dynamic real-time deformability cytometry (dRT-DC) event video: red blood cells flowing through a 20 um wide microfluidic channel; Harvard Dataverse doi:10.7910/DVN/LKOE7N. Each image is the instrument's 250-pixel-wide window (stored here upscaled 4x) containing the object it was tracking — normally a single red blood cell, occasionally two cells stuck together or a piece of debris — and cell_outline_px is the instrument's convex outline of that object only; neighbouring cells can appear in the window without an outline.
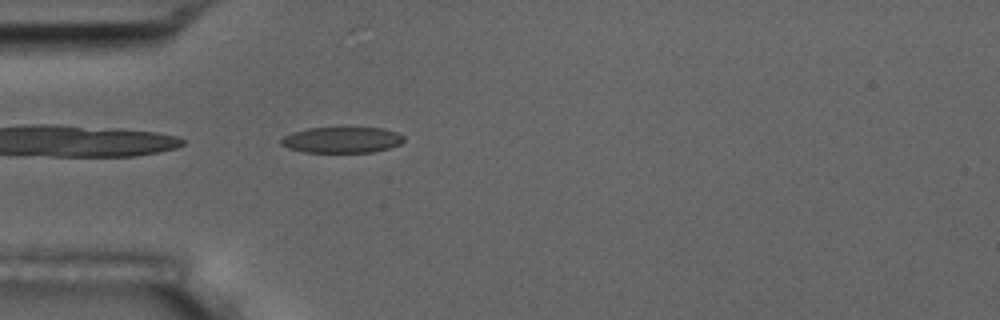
{"species": "common noctule bat (a hibernating species)", "species_latin": "Nyctalus noctula", "temperature_condition": "room temperature", "stored_images_in_passage": 5, "camera_frame_rate_fps": 3000, "um_per_image_px": 0.085, "animal": {"sex": "male", "body_mass_g": 17.5, "forearm_length_mm": 52.3}, "frame": {"image": 1, "passage_image": 5, "time_ms": 1.333, "image_size_px": [1000, 320], "cell_outline_px": [[404, 140], [400, 144], [388, 148], [372, 152], [304, 152], [288, 148], [280, 144], [280, 140], [284, 136], [292, 132], [308, 128], [384, 128], [396, 132], [404, 136]], "centroid_in_image_um": [29.05, 11.89], "position_along_channel_um": 56.0, "area_um2": 18.5}}